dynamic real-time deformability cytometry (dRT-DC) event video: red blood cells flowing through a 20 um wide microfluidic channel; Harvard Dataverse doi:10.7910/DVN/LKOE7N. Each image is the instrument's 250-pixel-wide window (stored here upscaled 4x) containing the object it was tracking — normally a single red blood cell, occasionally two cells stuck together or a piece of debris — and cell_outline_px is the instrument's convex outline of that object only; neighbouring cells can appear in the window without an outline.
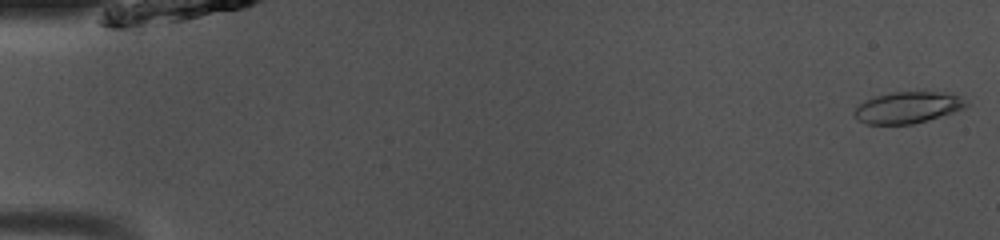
{"species": "common noctule bat (a hibernating species)", "species_latin": "Nyctalus noctula", "temperature_condition": "room temperature", "stored_images_in_passage": 49, "camera_frame_rate_fps": 3000, "um_per_image_px": 0.085, "animal": {"sex": "male", "body_mass_g": 13.0, "forearm_length_mm": 53.1}, "frame": {"image": 1, "passage_image": 1, "time_ms": 0.0, "image_size_px": [1000, 240], "cell_outline_px": [[968, 104], [964, 108], [952, 112], [912, 124], [868, 124], [852, 116], [852, 112], [860, 104], [876, 96], [892, 92], [936, 92], [960, 96]], "centroid_in_image_um": [77.11, 9.14], "position_along_channel_um": 7.9, "area_um2": 20.0}}
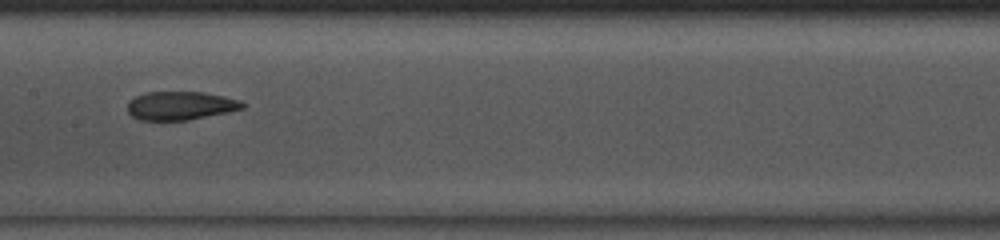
{"frame": {"image": 2, "passage_image": 25, "time_ms": 8.0, "image_size_px": [1000, 240], "cell_outline_px": [[248, 104], [244, 108], [228, 112], [188, 120], [140, 120], [132, 116], [128, 112], [128, 104], [136, 96], [144, 92], [204, 92], [224, 96], [240, 100]], "centroid_in_image_um": [15.38, 8.98], "position_along_channel_um": 192.0, "area_um2": 19.13}}
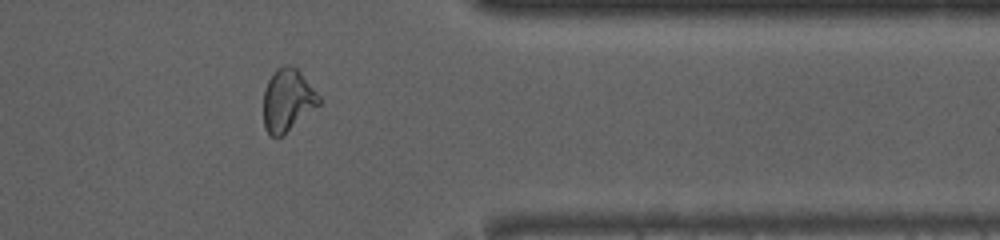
{"frame": {"image": 3, "passage_image": 40, "time_ms": 13.0, "image_size_px": [1000, 240], "cell_outline_px": [[320, 104], [284, 136], [272, 136], [264, 128], [264, 92], [268, 80], [276, 68], [284, 64], [296, 68], [300, 72], [320, 96]], "centroid_in_image_um": [24.44, 8.53], "position_along_channel_um": 387.0, "area_um2": 20.17}, "authors_computed_cell_mechanics": {"area_um2": 20.1722, "velocity_mm_per_s": 4.0917, "shape_relaxation_time_tau1_ms": null, "shape_relaxation_time_tau2_ms": 2.1199, "deformation_change_tau1": null, "deformation_change_tau2": 0.091}}